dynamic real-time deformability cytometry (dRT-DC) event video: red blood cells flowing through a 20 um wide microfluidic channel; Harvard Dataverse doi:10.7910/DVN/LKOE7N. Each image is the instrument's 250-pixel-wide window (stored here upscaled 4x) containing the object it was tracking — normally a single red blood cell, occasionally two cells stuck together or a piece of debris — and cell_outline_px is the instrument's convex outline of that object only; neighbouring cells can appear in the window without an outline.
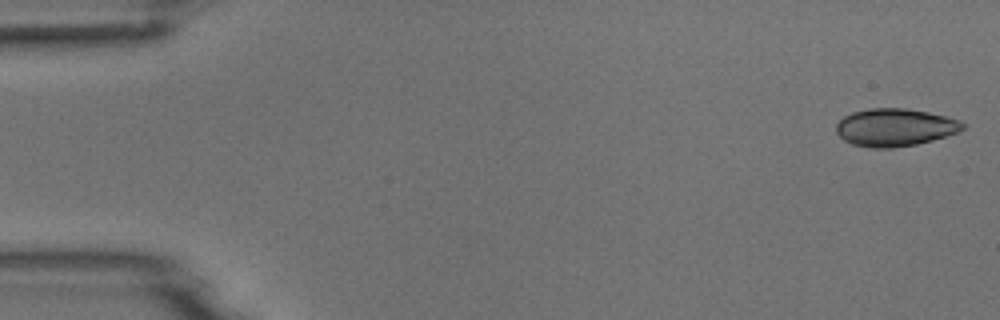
{"species": "common noctule bat (a hibernating species)", "species_latin": "Nyctalus noctula", "temperature_condition": "room temperature", "stored_images_in_passage": 16, "camera_frame_rate_fps": 3000, "um_per_image_px": 0.085, "animal": {"sex": "male", "body_mass_g": 18.8}, "frame": {"image": 1, "passage_image": 1, "time_ms": 0.0, "image_size_px": [1000, 320], "cell_outline_px": [[964, 128], [960, 132], [932, 140], [916, 144], [892, 148], [868, 148], [852, 144], [844, 140], [836, 132], [836, 124], [844, 116], [852, 112], [868, 108], [908, 108], [928, 112], [960, 120], [964, 124]], "centroid_in_image_um": [76.06, 10.83], "position_along_channel_um": 8.9, "area_um2": 27.92}}
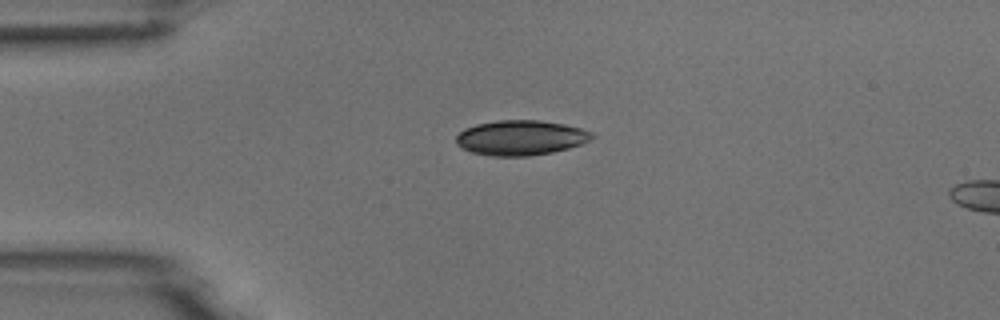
{"frame": {"image": 2, "passage_image": 12, "time_ms": 3.667, "image_size_px": [1000, 320], "cell_outline_px": [[596, 136], [580, 144], [568, 148], [552, 152], [528, 156], [492, 156], [472, 152], [460, 148], [456, 144], [456, 136], [464, 128], [476, 124], [496, 120], [540, 120], [564, 124], [580, 128], [592, 132]], "centroid_in_image_um": [44.23, 11.7], "position_along_channel_um": 40.8, "area_um2": 27.74}}